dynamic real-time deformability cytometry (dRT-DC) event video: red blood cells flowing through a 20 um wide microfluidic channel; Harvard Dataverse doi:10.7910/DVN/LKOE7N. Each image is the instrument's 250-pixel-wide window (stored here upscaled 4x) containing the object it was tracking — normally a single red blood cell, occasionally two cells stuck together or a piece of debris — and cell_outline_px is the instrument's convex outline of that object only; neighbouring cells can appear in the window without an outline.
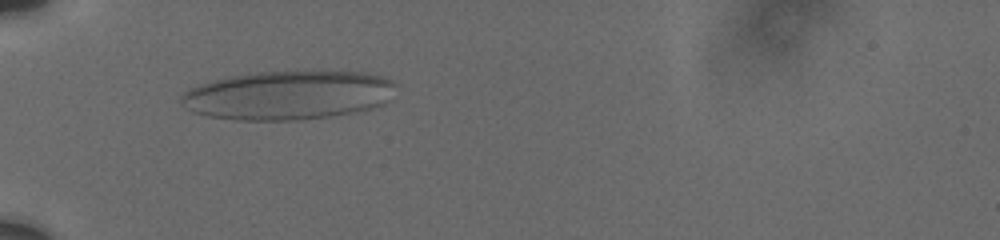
{"species": "human", "species_latin": "Homo sapiens", "temperature_condition": "cold", "stored_images_in_passage": 8, "camera_frame_rate_fps": 3000, "um_per_image_px": 0.085, "donor": {"sex": "male"}, "frame": {"image": 1, "passage_image": 3, "time_ms": 1.0, "image_size_px": [1000, 240], "cell_outline_px": [[396, 84], [388, 100], [384, 104], [372, 108], [352, 112], [328, 116], [292, 120], [240, 120], [208, 116], [192, 112], [180, 104], [180, 96], [188, 88], [212, 80], [228, 76], [256, 72], [324, 68], [368, 72], [384, 76], [392, 80]], "centroid_in_image_um": [24.52, 8.03], "position_along_channel_um": 60.5, "area_um2": 62.77}}
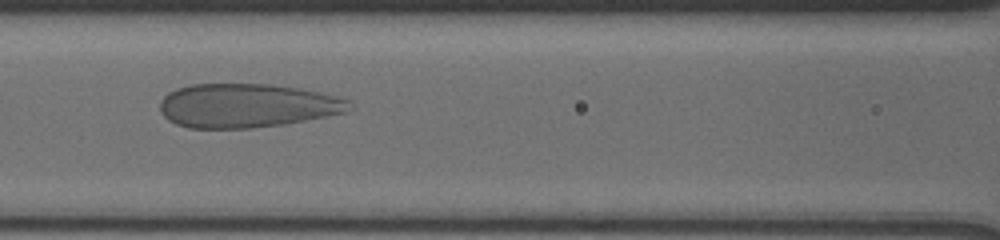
{"frame": {"image": 2, "passage_image": 6, "time_ms": 3.667, "image_size_px": [1000, 240], "cell_outline_px": [[352, 108], [344, 112], [284, 124], [248, 128], [188, 128], [176, 124], [168, 120], [160, 112], [160, 100], [168, 92], [176, 88], [192, 84], [272, 84], [320, 92], [336, 96], [348, 100]], "centroid_in_image_um": [20.93, 8.97], "position_along_channel_um": 145.7, "area_um2": 48.32}}
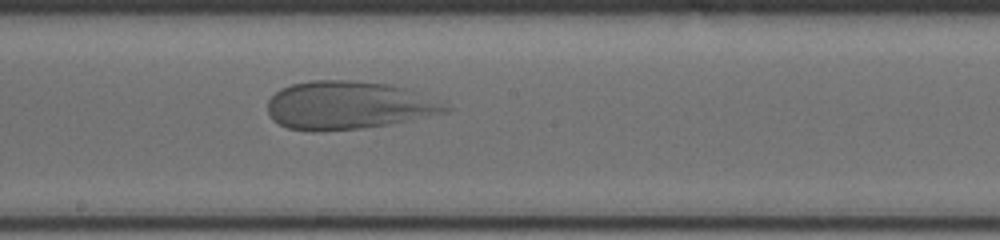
{"frame": {"image": 3, "passage_image": 8, "time_ms": 5.667, "image_size_px": [1000, 240], "cell_outline_px": [[452, 108], [448, 112], [388, 124], [360, 128], [324, 132], [312, 132], [288, 128], [272, 120], [268, 112], [268, 100], [280, 88], [292, 84], [312, 80], [352, 80], [388, 84], [404, 88], [444, 100]], "centroid_in_image_um": [29.63, 8.95], "position_along_channel_um": 218.6, "area_um2": 50.29}}